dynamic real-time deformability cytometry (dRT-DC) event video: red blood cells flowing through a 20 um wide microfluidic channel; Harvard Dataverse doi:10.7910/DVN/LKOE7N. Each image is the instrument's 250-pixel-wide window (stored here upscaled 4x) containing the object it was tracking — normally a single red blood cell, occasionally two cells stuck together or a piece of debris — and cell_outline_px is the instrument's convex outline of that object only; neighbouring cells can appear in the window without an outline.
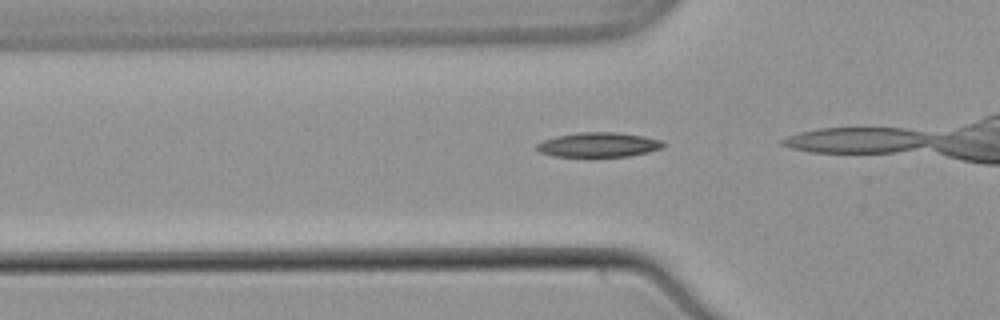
{"species": "common noctule bat (a hibernating species)", "species_latin": "Nyctalus noctula", "temperature_condition": "warm", "stored_images_in_passage": 36, "camera_frame_rate_fps": 3000, "um_per_image_px": 0.085, "animal": {"sex": "male", "body_mass_g": 21.5, "forearm_length_mm": 52.0}, "frame": {"image": 1, "passage_image": 13, "time_ms": 4.0, "image_size_px": [1000, 320], "cell_outline_px": [[668, 144], [664, 148], [648, 152], [628, 156], [552, 156], [540, 152], [536, 148], [536, 144], [544, 140], [556, 136], [580, 132], [616, 132], [644, 136], [660, 140]], "centroid_in_image_um": [50.91, 12.3], "position_along_channel_um": 74.9, "area_um2": 18.15}}
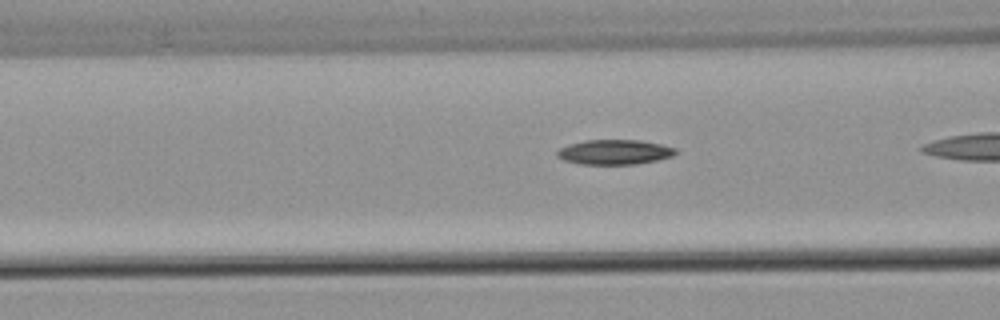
{"frame": {"image": 2, "passage_image": 16, "time_ms": 5.0, "image_size_px": [1000, 320], "cell_outline_px": [[680, 152], [672, 156], [656, 160], [636, 164], [580, 164], [564, 160], [556, 156], [556, 152], [560, 148], [568, 144], [584, 140], [640, 140], [660, 144], [676, 148]], "centroid_in_image_um": [52.23, 12.92], "position_along_channel_um": 114.4, "area_um2": 17.22}}
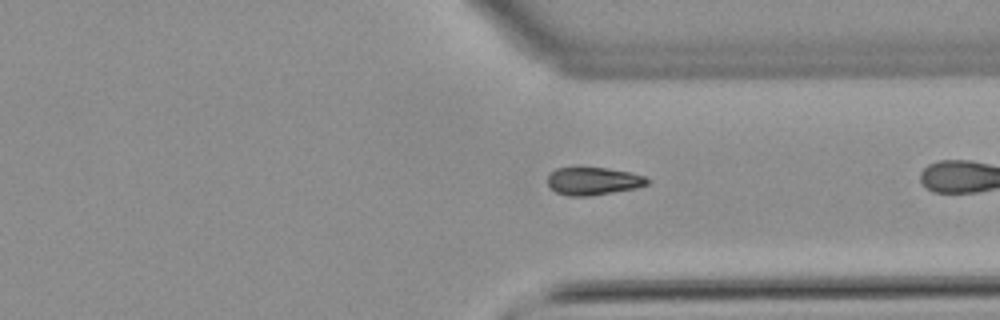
{"frame": {"image": 3, "passage_image": 35, "time_ms": 11.333, "image_size_px": [1000, 320], "cell_outline_px": [[648, 184], [636, 188], [588, 196], [568, 196], [556, 192], [548, 184], [548, 176], [556, 168], [608, 168], [648, 176]], "centroid_in_image_um": [50.44, 15.39], "position_along_channel_um": 361.0, "area_um2": 15.95}}